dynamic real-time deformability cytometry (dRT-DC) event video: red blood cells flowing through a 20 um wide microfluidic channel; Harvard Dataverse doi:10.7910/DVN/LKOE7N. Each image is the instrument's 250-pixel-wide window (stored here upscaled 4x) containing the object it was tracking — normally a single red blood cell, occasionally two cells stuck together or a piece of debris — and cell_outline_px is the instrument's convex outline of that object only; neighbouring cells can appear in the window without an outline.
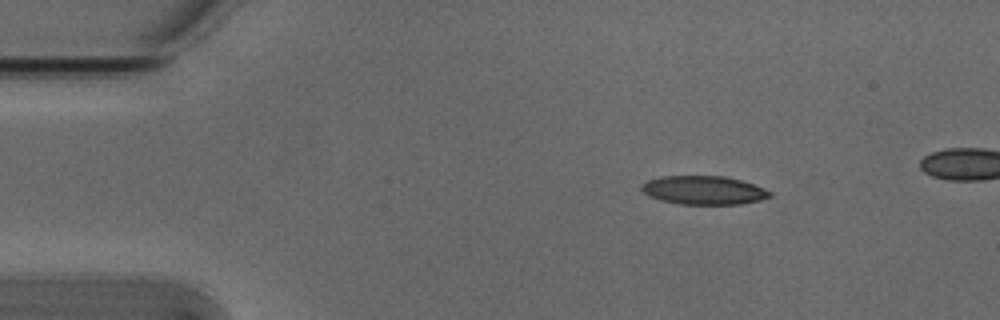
{"species": "Egyptian fruit bat (a non-hibernating species)", "species_latin": "Rousettus aegyptiacus", "temperature_condition": "cold", "stored_images_in_passage": 5, "camera_frame_rate_fps": 3000, "um_per_image_px": 0.085, "animal": {"sex": "male"}, "frame": {"image": 1, "passage_image": 2, "time_ms": 0.333, "image_size_px": [1000, 320], "cell_outline_px": [[772, 196], [760, 200], [740, 204], [680, 204], [660, 200], [644, 192], [640, 188], [640, 184], [648, 180], [660, 176], [724, 176], [740, 180], [764, 188], [772, 192]], "centroid_in_image_um": [59.81, 16.16], "position_along_channel_um": 25.2, "area_um2": 21.33}}